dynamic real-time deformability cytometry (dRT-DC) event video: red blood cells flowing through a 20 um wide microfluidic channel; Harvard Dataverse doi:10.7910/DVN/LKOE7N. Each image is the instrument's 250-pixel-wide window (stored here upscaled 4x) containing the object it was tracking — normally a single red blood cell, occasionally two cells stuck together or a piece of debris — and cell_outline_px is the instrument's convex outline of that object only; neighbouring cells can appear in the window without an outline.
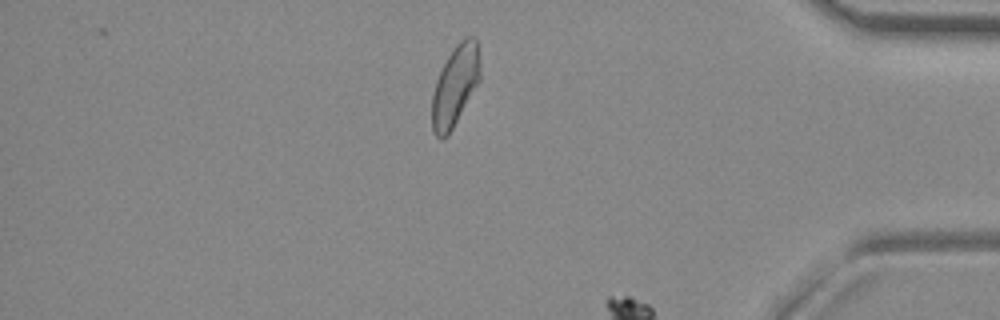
{"species": "common noctule bat (a hibernating species)", "species_latin": "Nyctalus noctula", "temperature_condition": "room temperature", "stored_images_in_passage": 52, "segment_of_instrument_passage": [2, 2], "camera_frame_rate_fps": 3000, "um_per_image_px": 0.085, "animal": {"sex": "female", "body_mass_g": 29.2, "forearm_length_mm": 56.3}, "frame": {"image": 1, "passage_image": 44, "time_ms": 14.333, "image_size_px": [1000, 320], "cell_outline_px": [[480, 80], [448, 136], [440, 140], [432, 132], [432, 96], [436, 80], [448, 56], [456, 44], [464, 36], [476, 36], [480, 56]], "centroid_in_image_um": [38.7, 7.27], "position_along_channel_um": 396.5, "area_um2": 22.72}}